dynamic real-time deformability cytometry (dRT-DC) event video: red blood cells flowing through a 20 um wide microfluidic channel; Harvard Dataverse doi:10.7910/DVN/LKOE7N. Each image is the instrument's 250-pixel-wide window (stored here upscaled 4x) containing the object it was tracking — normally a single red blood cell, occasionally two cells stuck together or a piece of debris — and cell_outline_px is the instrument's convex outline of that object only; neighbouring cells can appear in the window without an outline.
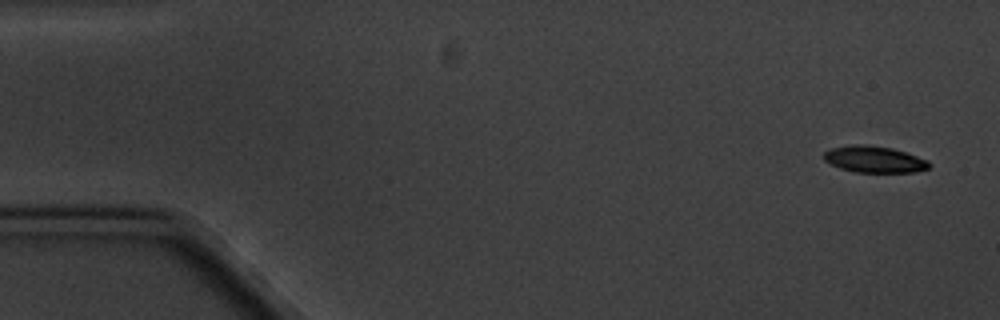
{"species": "common noctule bat (a hibernating species)", "species_latin": "Nyctalus noctula", "temperature_condition": "cold", "stored_images_in_passage": 4, "camera_frame_rate_fps": 3000, "um_per_image_px": 0.085, "animal": {"sex": "male", "body_mass_g": 20.1, "forearm_length_mm": 53.5}, "frame": {"image": 1, "passage_image": 1, "time_ms": 0.0, "image_size_px": [1000, 320], "cell_outline_px": [[932, 164], [928, 168], [912, 172], [856, 172], [840, 168], [828, 164], [824, 160], [824, 152], [832, 148], [852, 144], [864, 144], [892, 148], [928, 160]], "centroid_in_image_um": [74.28, 13.54], "position_along_channel_um": 10.7, "area_um2": 16.24}}